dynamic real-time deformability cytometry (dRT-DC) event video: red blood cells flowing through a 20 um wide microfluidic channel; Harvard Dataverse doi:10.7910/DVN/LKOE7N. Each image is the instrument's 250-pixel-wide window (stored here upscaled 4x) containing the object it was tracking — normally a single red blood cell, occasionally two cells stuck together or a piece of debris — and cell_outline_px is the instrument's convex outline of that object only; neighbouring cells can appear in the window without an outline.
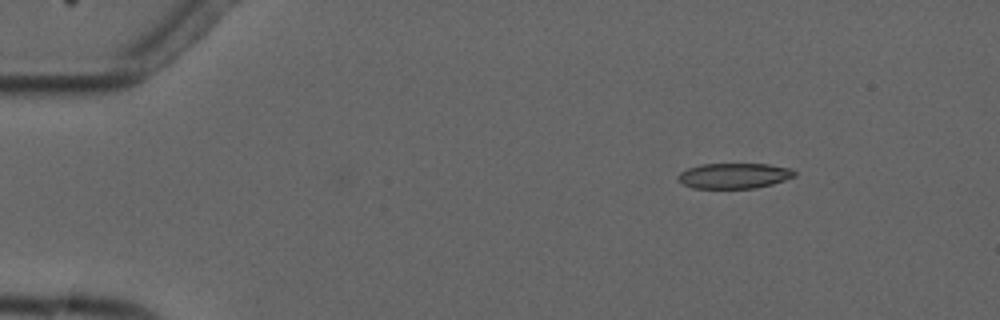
{"species": "common noctule bat (a hibernating species)", "species_latin": "Nyctalus noctula", "temperature_condition": "cold", "stored_images_in_passage": 4, "camera_frame_rate_fps": 3000, "um_per_image_px": 0.085, "animal": {"sex": "male", "forearm_length_mm": 52.5}, "frame": {"image": 1, "passage_image": 2, "time_ms": 2.0, "image_size_px": [1000, 320], "cell_outline_px": [[796, 176], [772, 184], [756, 188], [692, 188], [676, 180], [676, 176], [680, 172], [688, 168], [700, 164], [768, 164], [792, 168], [796, 172]], "centroid_in_image_um": [62.39, 14.93], "position_along_channel_um": 22.6, "area_um2": 17.4}}